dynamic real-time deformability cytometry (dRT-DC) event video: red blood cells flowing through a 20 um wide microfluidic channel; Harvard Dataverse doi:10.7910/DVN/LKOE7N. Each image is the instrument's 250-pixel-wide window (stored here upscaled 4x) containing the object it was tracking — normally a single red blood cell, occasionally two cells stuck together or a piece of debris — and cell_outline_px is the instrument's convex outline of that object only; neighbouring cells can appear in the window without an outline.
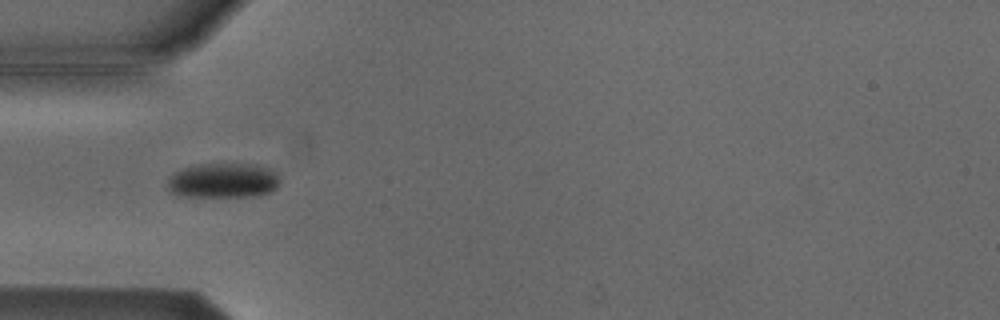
{"species": "Egyptian fruit bat (a non-hibernating species)", "species_latin": "Rousettus aegyptiacus", "temperature_condition": "cold", "stored_images_in_passage": 9, "camera_frame_rate_fps": 3000, "um_per_image_px": 0.085, "animal": {"sex": "male"}, "frame": {"image": 1, "passage_image": 4, "time_ms": 4.333, "image_size_px": [1000, 320], "cell_outline_px": [[280, 184], [276, 188], [260, 196], [176, 196], [168, 192], [168, 176], [184, 168], [196, 164], [256, 164], [268, 168], [276, 172], [280, 176]], "centroid_in_image_um": [18.97, 15.35], "position_along_channel_um": 66.0, "area_um2": 23.12}}
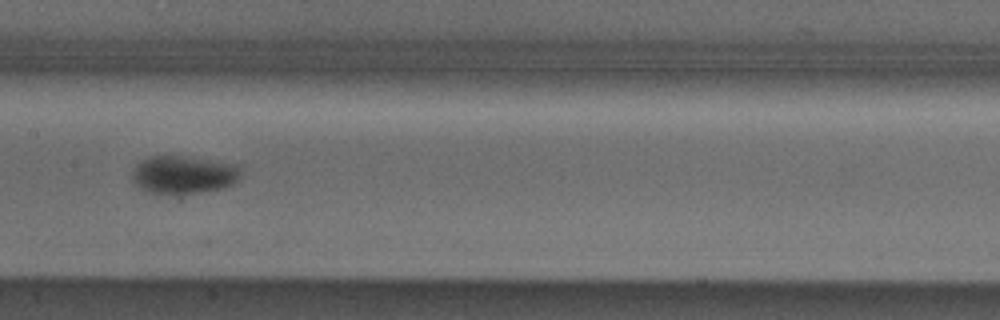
{"frame": {"image": 2, "passage_image": 7, "time_ms": 7.667, "image_size_px": [1000, 320], "cell_outline_px": [[240, 176], [232, 184], [224, 188], [200, 192], [168, 196], [156, 196], [140, 188], [132, 180], [132, 172], [136, 164], [148, 156], [180, 156], [236, 164], [240, 168]], "centroid_in_image_um": [15.54, 14.89], "position_along_channel_um": 191.9, "area_um2": 24.45}}
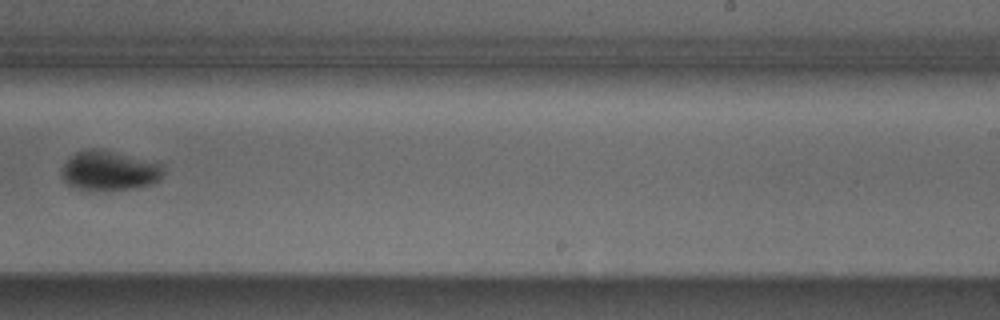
{"frame": {"image": 3, "passage_image": 9, "time_ms": 10.0, "image_size_px": [1000, 320], "cell_outline_px": [[164, 172], [160, 180], [156, 184], [136, 188], [76, 188], [68, 184], [60, 176], [60, 168], [76, 152], [84, 148], [104, 148], [164, 164]], "centroid_in_image_um": [9.33, 14.45], "position_along_channel_um": 279.7, "area_um2": 23.7}}